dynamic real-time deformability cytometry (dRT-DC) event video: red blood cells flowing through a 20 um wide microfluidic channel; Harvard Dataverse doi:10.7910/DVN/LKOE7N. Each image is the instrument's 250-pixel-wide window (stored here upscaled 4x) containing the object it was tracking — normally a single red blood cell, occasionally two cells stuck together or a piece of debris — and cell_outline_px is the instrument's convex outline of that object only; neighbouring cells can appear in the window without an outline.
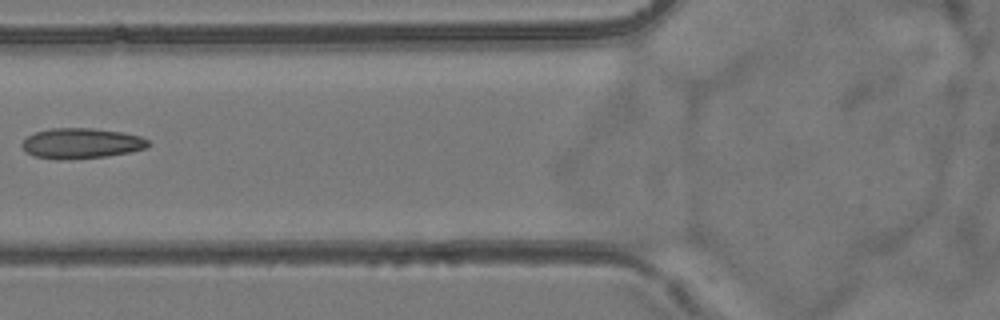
{"species": "common noctule bat (a hibernating species)", "species_latin": "Nyctalus noctula", "temperature_condition": "room temperature", "stored_images_in_passage": 7, "camera_frame_rate_fps": 3000, "um_per_image_px": 0.085, "animal": {"sex": "female", "body_mass_g": 24.6, "forearm_length_mm": 56.2}, "frame": {"image": 1, "passage_image": 6, "time_ms": 6.0, "image_size_px": [1000, 320], "cell_outline_px": [[148, 148], [132, 152], [108, 156], [68, 160], [56, 160], [36, 156], [24, 152], [20, 144], [28, 136], [36, 132], [52, 128], [92, 128], [124, 132], [140, 136], [148, 140]], "centroid_in_image_um": [6.91, 12.19], "position_along_channel_um": 118.9, "area_um2": 22.66}}
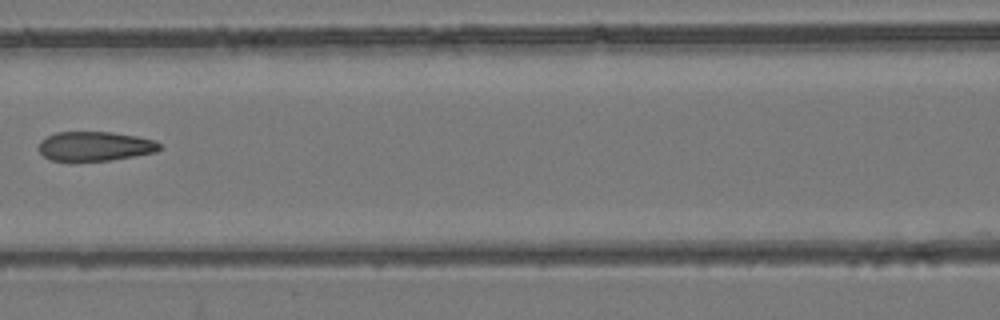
{"frame": {"image": 2, "passage_image": 7, "time_ms": 7.0, "image_size_px": [1000, 320], "cell_outline_px": [[160, 148], [156, 152], [136, 156], [112, 160], [72, 164], [52, 160], [44, 156], [40, 152], [40, 140], [56, 132], [112, 132], [136, 136], [156, 140], [160, 144]], "centroid_in_image_um": [8.06, 12.47], "position_along_channel_um": 158.5, "area_um2": 21.39}}